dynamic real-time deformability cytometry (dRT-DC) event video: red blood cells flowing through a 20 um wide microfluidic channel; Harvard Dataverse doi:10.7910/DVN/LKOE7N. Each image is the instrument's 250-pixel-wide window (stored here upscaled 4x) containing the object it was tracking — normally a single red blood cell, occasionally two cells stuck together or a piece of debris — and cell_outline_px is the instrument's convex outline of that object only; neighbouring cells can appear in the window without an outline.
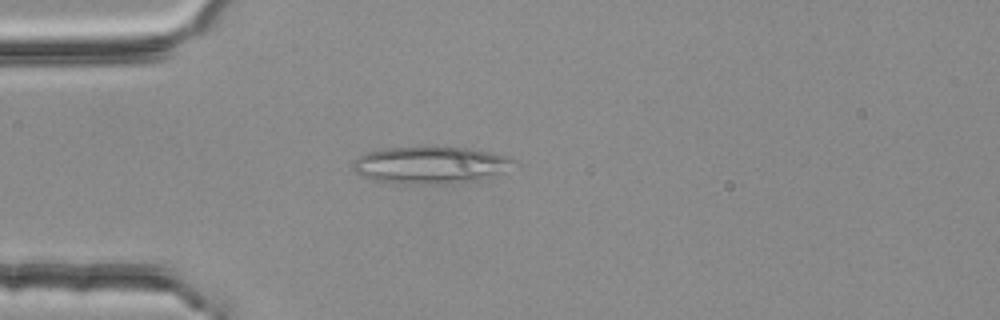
{"species": "common noctule bat (a hibernating species)", "species_latin": "Nyctalus noctula", "temperature_condition": "room temperature", "stored_images_in_passage": 53, "camera_frame_rate_fps": 3000, "um_per_image_px": 0.085, "animal": {"sex": "female", "body_mass_g": 25.1}, "frame": {"image": 1, "passage_image": 14, "time_ms": 4.333, "image_size_px": [1000, 320], "cell_outline_px": [[516, 160], [500, 172], [484, 180], [452, 184], [392, 184], [372, 180], [356, 172], [352, 168], [352, 164], [360, 156], [368, 152], [384, 148], [468, 148], [508, 156]], "centroid_in_image_um": [36.55, 14.07], "position_along_channel_um": 48.4, "area_um2": 34.56}}
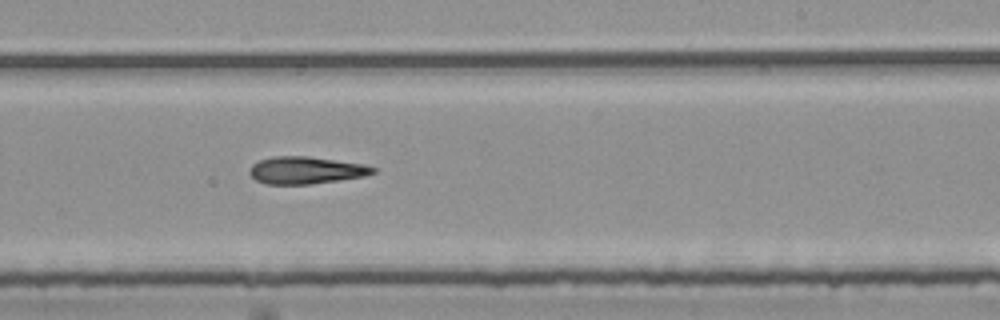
{"frame": {"image": 2, "passage_image": 32, "time_ms": 10.333, "image_size_px": [1000, 320], "cell_outline_px": [[376, 172], [364, 176], [340, 180], [312, 184], [268, 184], [256, 180], [248, 172], [252, 164], [260, 160], [272, 156], [308, 156], [364, 164], [376, 168]], "centroid_in_image_um": [26.0, 14.47], "position_along_channel_um": 263.0, "area_um2": 19.59}}
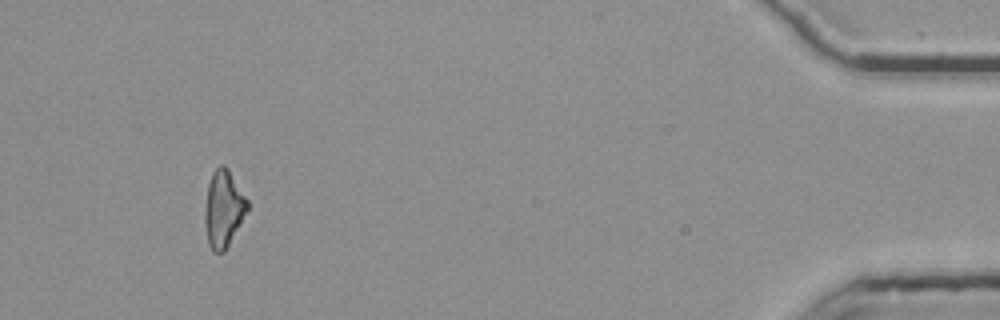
{"frame": {"image": 3, "passage_image": 50, "time_ms": 16.333, "image_size_px": [1000, 320], "cell_outline_px": [[248, 212], [224, 252], [212, 252], [208, 244], [204, 220], [204, 212], [208, 184], [212, 172], [220, 164], [224, 164], [228, 168], [248, 200]], "centroid_in_image_um": [19.0, 17.74], "position_along_channel_um": 416.2, "area_um2": 19.25}}